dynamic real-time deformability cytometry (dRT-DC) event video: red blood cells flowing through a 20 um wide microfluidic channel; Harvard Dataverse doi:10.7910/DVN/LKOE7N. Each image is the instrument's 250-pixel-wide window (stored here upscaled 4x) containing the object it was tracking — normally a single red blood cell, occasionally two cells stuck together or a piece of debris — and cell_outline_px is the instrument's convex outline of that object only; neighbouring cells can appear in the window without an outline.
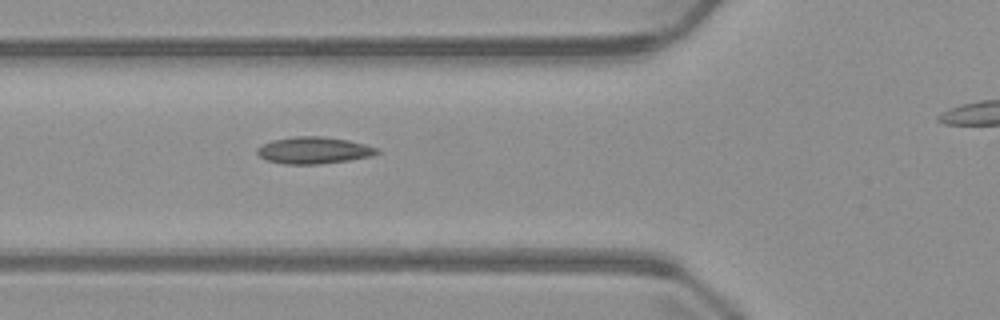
{"species": "common noctule bat (a hibernating species)", "species_latin": "Nyctalus noctula", "temperature_condition": "warm", "stored_images_in_passage": 6, "segment_of_instrument_passage": [1, 2], "camera_frame_rate_fps": 3000, "um_per_image_px": 0.085, "animal": {"sex": "male", "body_mass_g": 23.1, "forearm_length_mm": 52.7}, "frame": {"image": 1, "passage_image": 5, "time_ms": 4.667, "image_size_px": [1000, 320], "cell_outline_px": [[380, 152], [372, 156], [348, 160], [320, 164], [284, 164], [268, 160], [260, 156], [256, 152], [256, 148], [260, 144], [272, 140], [296, 136], [324, 136], [348, 140], [380, 148]], "centroid_in_image_um": [26.67, 12.77], "position_along_channel_um": 99.1, "area_um2": 18.84}}